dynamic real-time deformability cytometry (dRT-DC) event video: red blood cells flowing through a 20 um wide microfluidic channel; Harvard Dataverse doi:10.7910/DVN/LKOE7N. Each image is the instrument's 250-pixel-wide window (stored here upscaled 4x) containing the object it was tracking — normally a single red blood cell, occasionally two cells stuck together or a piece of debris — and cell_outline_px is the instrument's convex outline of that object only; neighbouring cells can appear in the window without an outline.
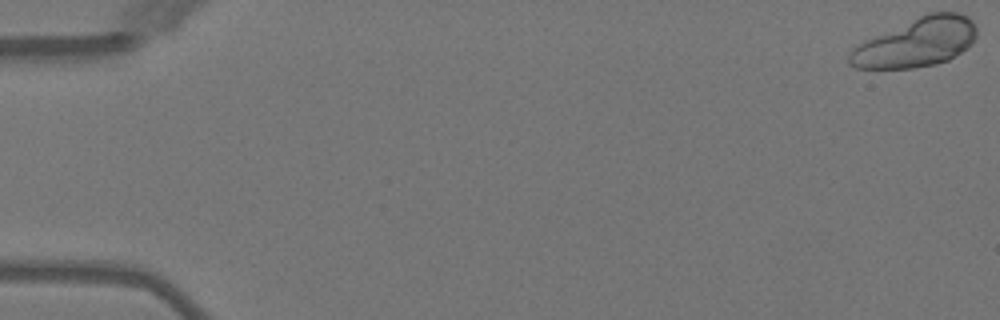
{"species": "Egyptian fruit bat (a non-hibernating species)", "species_latin": "Rousettus aegyptiacus", "temperature_condition": "warm", "stored_images_in_passage": 5, "camera_frame_rate_fps": 3000, "um_per_image_px": 0.085, "animal": {"sex": "female"}, "frame": {"image": 1, "passage_image": 1, "time_ms": 0.0, "image_size_px": [1000, 320], "cell_outline_px": [[976, 36], [972, 44], [968, 48], [948, 60], [936, 64], [912, 68], [856, 68], [848, 64], [848, 56], [852, 48], [864, 40], [928, 12], [960, 12], [968, 16], [972, 20], [976, 28]], "centroid_in_image_um": [77.89, 3.61], "position_along_channel_um": 7.1, "area_um2": 36.3}}